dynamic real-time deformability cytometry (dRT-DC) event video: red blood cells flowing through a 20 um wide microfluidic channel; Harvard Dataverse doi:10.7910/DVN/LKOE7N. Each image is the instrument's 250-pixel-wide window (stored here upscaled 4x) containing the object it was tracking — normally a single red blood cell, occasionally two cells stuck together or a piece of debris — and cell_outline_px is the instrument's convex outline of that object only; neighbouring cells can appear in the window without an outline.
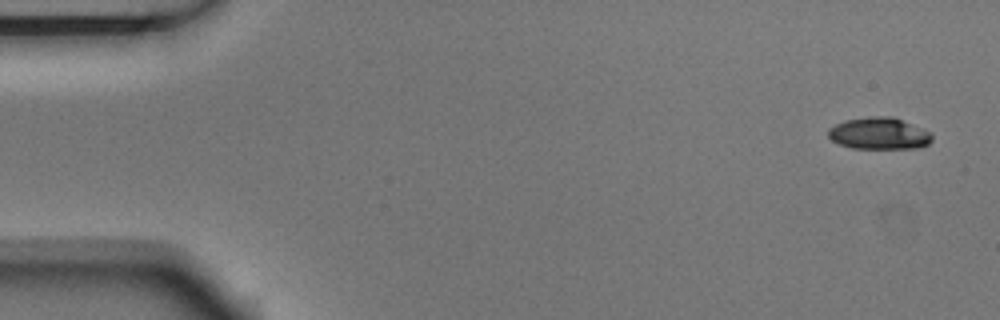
{"species": "Egyptian fruit bat (a non-hibernating species)", "species_latin": "Rousettus aegyptiacus", "temperature_condition": "room temperature", "stored_images_in_passage": 6, "camera_frame_rate_fps": 3000, "um_per_image_px": 0.085, "animal": {"sex": "male"}, "frame": {"image": 1, "passage_image": 1, "time_ms": 0.0, "image_size_px": [1000, 320], "cell_outline_px": [[932, 140], [928, 144], [920, 148], [852, 148], [840, 144], [832, 140], [828, 136], [828, 128], [844, 120], [868, 116], [892, 116], [932, 132]], "centroid_in_image_um": [74.73, 11.34], "position_along_channel_um": 10.3, "area_um2": 19.36}}
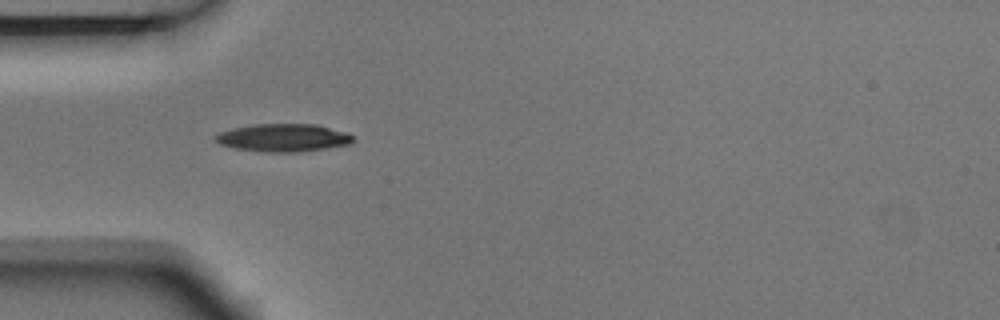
{"frame": {"image": 2, "passage_image": 5, "time_ms": 1.333, "image_size_px": [1000, 320], "cell_outline_px": [[356, 140], [352, 144], [296, 152], [268, 152], [236, 148], [220, 144], [212, 140], [212, 136], [220, 132], [232, 128], [252, 124], [316, 124], [348, 132]], "centroid_in_image_um": [24.07, 11.7], "position_along_channel_um": 60.9, "area_um2": 22.48}}
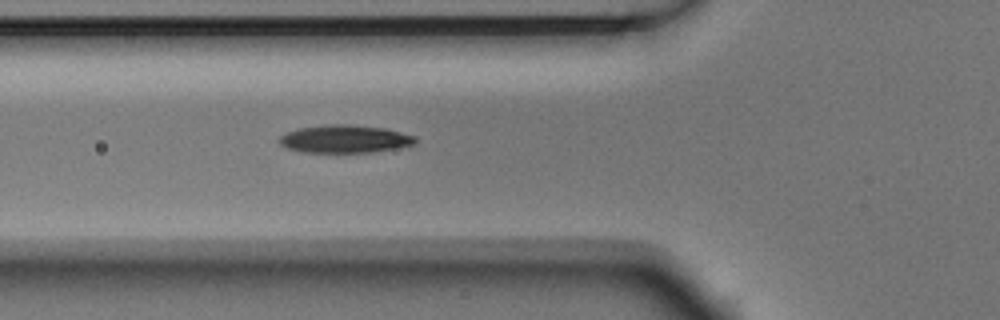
{"frame": {"image": 3, "passage_image": 6, "time_ms": 1.667, "image_size_px": [1000, 320], "cell_outline_px": [[416, 140], [412, 144], [396, 148], [372, 152], [300, 152], [288, 148], [280, 144], [276, 140], [280, 136], [296, 128], [328, 124], [348, 124], [384, 128], [416, 136]], "centroid_in_image_um": [29.25, 11.8], "position_along_channel_um": 96.6, "area_um2": 22.02}}